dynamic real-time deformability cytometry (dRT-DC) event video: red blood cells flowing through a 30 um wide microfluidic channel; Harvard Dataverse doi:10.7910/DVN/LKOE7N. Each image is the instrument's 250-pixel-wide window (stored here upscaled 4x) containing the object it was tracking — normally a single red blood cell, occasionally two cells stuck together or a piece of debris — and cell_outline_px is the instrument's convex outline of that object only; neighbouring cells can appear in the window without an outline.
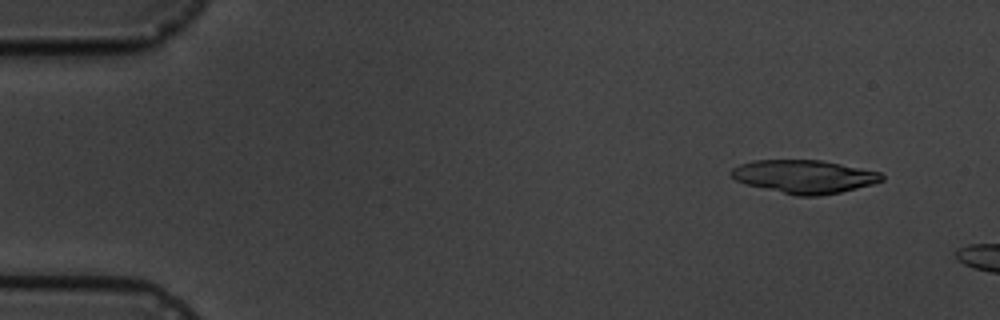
{"species": "common noctule bat (a hibernating species)", "species_latin": "Nyctalus noctula", "temperature_condition": "cold", "stored_images_in_passage": 5, "camera_frame_rate_fps": 3000, "um_per_image_px": 0.085, "animal": {"sex": "male", "body_mass_g": 19.5, "forearm_length_mm": 54.6}, "frame": {"image": 1, "passage_image": 2, "time_ms": 1.0, "image_size_px": [1000, 320], "cell_outline_px": [[884, 180], [872, 184], [840, 192], [820, 196], [796, 196], [744, 184], [736, 180], [728, 172], [732, 168], [740, 164], [752, 160], [820, 160], [880, 172], [884, 176]], "centroid_in_image_um": [68.31, 15.01], "position_along_channel_um": 16.7, "area_um2": 29.19}}